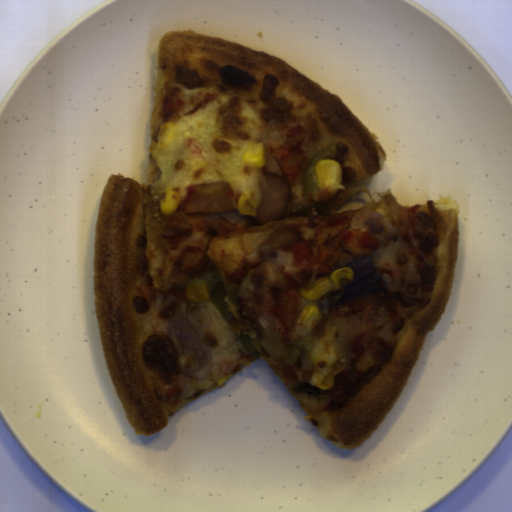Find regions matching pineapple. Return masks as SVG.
<instances>
[{"mask_svg": "<svg viewBox=\"0 0 512 512\" xmlns=\"http://www.w3.org/2000/svg\"><path fill=\"white\" fill-rule=\"evenodd\" d=\"M379 199L380 205L376 211L382 215H392L397 219V212L400 208V205L396 201V196L388 191L380 193Z\"/></svg>", "mask_w": 512, "mask_h": 512, "instance_id": "2ff11189", "label": "pineapple"}]
</instances>
